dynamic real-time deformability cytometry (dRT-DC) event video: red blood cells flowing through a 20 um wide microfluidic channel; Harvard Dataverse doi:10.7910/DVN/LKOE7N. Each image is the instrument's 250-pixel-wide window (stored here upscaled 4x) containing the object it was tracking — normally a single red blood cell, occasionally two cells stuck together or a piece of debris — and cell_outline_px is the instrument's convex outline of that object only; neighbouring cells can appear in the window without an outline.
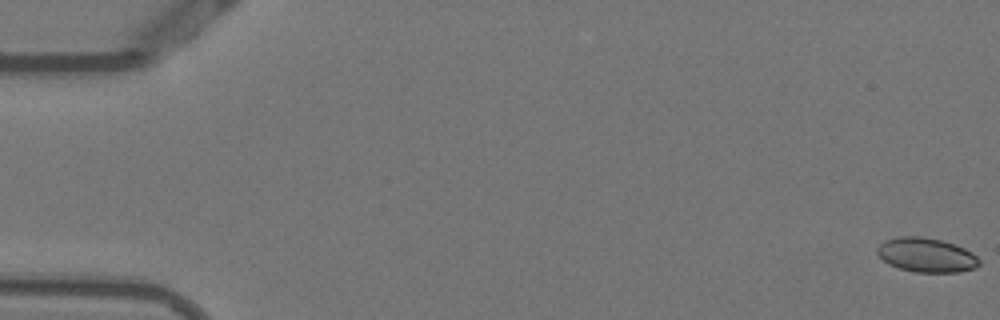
{"species": "Egyptian fruit bat (a non-hibernating species)", "species_latin": "Rousettus aegyptiacus", "temperature_condition": "warm", "stored_images_in_passage": 54, "camera_frame_rate_fps": 3000, "um_per_image_px": 0.085, "animal": {"sex": "female"}, "frame": {"image": 1, "passage_image": 1, "time_ms": 0.0, "image_size_px": [1000, 320], "cell_outline_px": [[980, 264], [976, 268], [960, 272], [916, 272], [900, 268], [888, 264], [876, 252], [876, 248], [884, 240], [900, 236], [920, 236], [940, 240], [964, 248], [972, 252], [980, 260]], "centroid_in_image_um": [78.74, 21.68], "position_along_channel_um": 6.3, "area_um2": 20.35}}
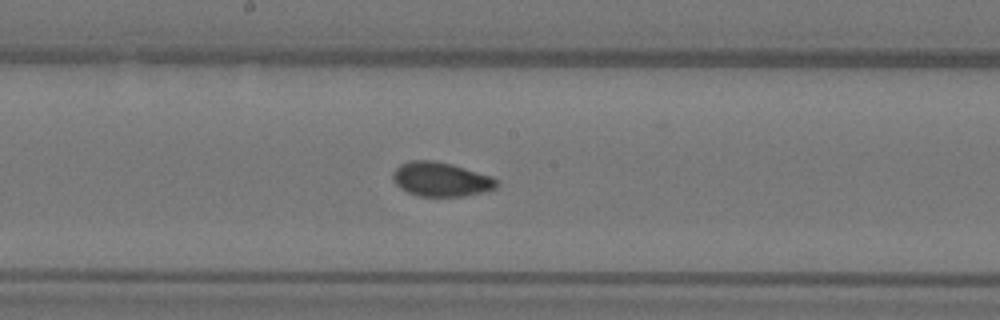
{"frame": {"image": 2, "passage_image": 29, "time_ms": 9.333, "image_size_px": [1000, 320], "cell_outline_px": [[496, 188], [464, 196], [420, 196], [408, 192], [400, 188], [396, 184], [392, 176], [392, 172], [400, 164], [408, 160], [432, 160], [452, 164], [492, 176], [496, 180]], "centroid_in_image_um": [37.44, 15.23], "position_along_channel_um": 210.8, "area_um2": 20.58}}
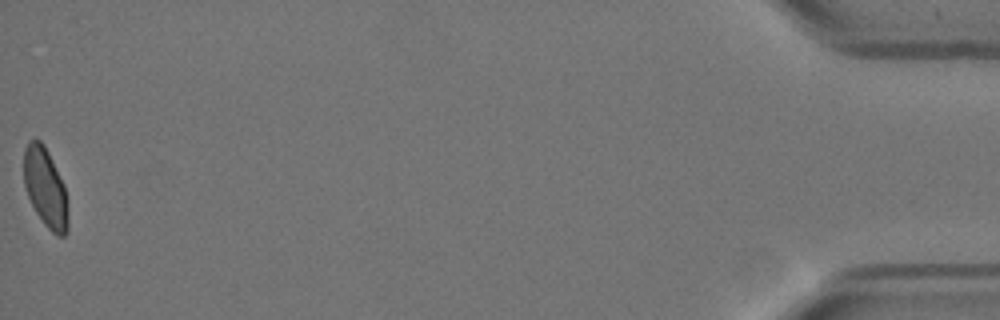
{"frame": {"image": 3, "passage_image": 54, "time_ms": 17.667, "image_size_px": [1000, 320], "cell_outline_px": [[68, 232], [64, 236], [56, 236], [44, 224], [36, 212], [28, 196], [24, 184], [24, 148], [28, 140], [36, 136], [44, 144], [64, 184], [68, 200]], "centroid_in_image_um": [3.87, 15.94], "position_along_channel_um": 431.3, "area_um2": 20.75}, "authors_computed_cell_mechanics": {"area_um2": 20.6346, "velocity_mm_per_s": 3.8173, "shape_relaxation_time_tau1_ms": 7.0236, "shape_relaxation_time_tau2_ms": 1.001, "deformation_change_tau1": 0.1673, "deformation_change_tau2": 0.0356}}